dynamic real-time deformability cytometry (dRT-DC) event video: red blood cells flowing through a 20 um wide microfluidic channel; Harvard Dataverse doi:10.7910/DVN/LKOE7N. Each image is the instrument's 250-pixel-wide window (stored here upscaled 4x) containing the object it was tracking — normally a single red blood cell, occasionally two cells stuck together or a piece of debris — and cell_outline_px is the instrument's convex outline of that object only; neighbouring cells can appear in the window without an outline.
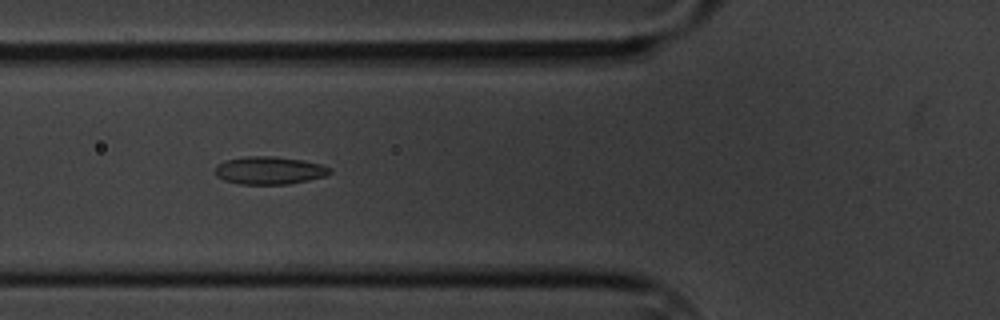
{"species": "common noctule bat (a hibernating species)", "species_latin": "Nyctalus noctula", "temperature_condition": "cold", "stored_images_in_passage": 6, "camera_frame_rate_fps": 3000, "um_per_image_px": 0.085, "animal": {"sex": "male", "body_mass_g": 20.1, "forearm_length_mm": 53.5}, "frame": {"image": 1, "passage_image": 5, "time_ms": 5.667, "image_size_px": [1000, 320], "cell_outline_px": [[332, 172], [328, 176], [288, 184], [240, 184], [224, 180], [216, 176], [216, 164], [224, 160], [244, 156], [276, 156], [304, 160], [320, 164], [332, 168]], "centroid_in_image_um": [22.91, 14.47], "position_along_channel_um": 102.9, "area_um2": 18.84}}
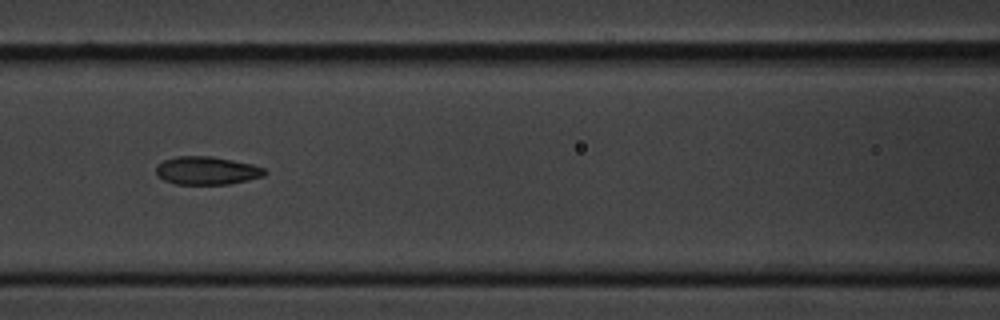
{"frame": {"image": 2, "passage_image": 6, "time_ms": 7.0, "image_size_px": [1000, 320], "cell_outline_px": [[268, 172], [264, 176], [248, 180], [228, 184], [176, 184], [164, 180], [156, 172], [156, 164], [164, 160], [176, 156], [212, 156], [252, 164], [264, 168]], "centroid_in_image_um": [17.59, 14.49], "position_along_channel_um": 149.0, "area_um2": 17.8}}